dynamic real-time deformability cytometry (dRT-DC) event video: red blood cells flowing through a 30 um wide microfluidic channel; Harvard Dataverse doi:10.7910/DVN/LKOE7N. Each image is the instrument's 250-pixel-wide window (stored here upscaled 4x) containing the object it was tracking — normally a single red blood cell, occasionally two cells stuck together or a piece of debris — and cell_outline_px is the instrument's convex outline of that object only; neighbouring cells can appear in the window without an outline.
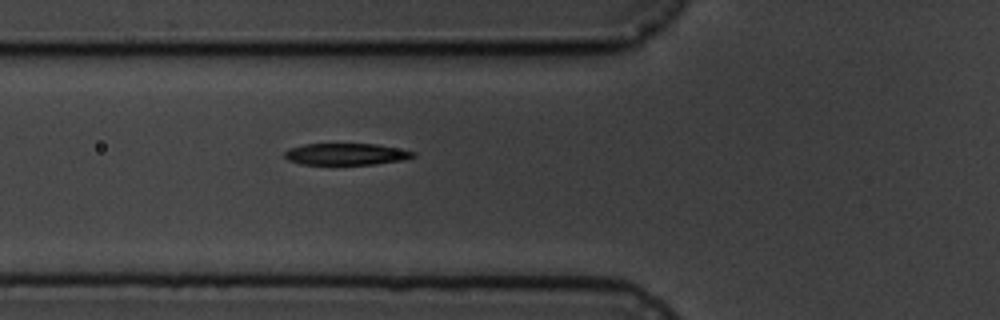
{"species": "common noctule bat (a hibernating species)", "species_latin": "Nyctalus noctula", "temperature_condition": "cold", "stored_images_in_passage": 6, "camera_frame_rate_fps": 3000, "um_per_image_px": 0.085, "animal": {"sex": "male", "body_mass_g": 19.5, "forearm_length_mm": 54.6}, "frame": {"image": 1, "passage_image": 6, "time_ms": 6.667, "image_size_px": [1000, 320], "cell_outline_px": [[416, 156], [400, 160], [376, 164], [300, 164], [288, 160], [284, 156], [284, 152], [288, 148], [304, 144], [376, 144], [416, 152]], "centroid_in_image_um": [29.38, 13.1], "position_along_channel_um": 96.4, "area_um2": 16.13}}